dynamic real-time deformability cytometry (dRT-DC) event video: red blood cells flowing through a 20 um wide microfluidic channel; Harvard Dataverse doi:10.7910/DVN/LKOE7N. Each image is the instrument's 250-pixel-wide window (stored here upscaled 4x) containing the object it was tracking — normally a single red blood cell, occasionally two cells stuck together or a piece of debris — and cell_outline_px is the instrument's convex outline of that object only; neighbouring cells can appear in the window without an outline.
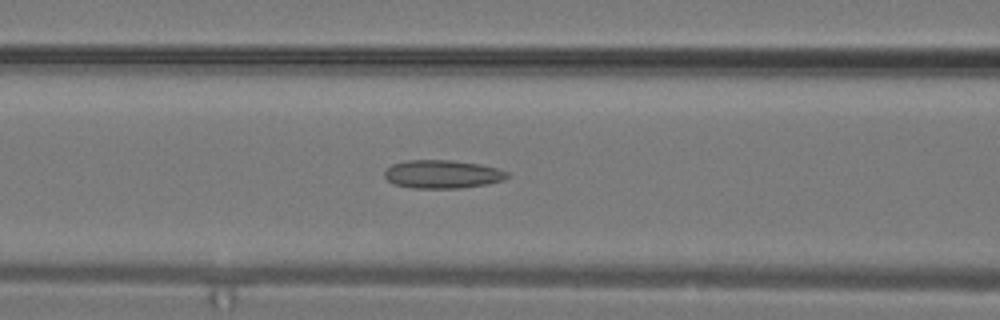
{"species": "common noctule bat (a hibernating species)", "species_latin": "Nyctalus noctula", "temperature_condition": "warm", "stored_images_in_passage": 17, "segment_of_instrument_passage": [1, 2], "camera_frame_rate_fps": 3000, "um_per_image_px": 0.085, "animal": {"sex": "male", "body_mass_g": 19.2, "forearm_length_mm": 51.8}, "frame": {"image": 1, "passage_image": 12, "time_ms": 3.667, "image_size_px": [1000, 320], "cell_outline_px": [[508, 176], [504, 180], [488, 184], [460, 188], [412, 188], [396, 184], [388, 180], [384, 176], [384, 172], [392, 164], [408, 160], [452, 160], [480, 164], [500, 168], [508, 172]], "centroid_in_image_um": [37.64, 14.8], "position_along_channel_um": 129.0, "area_um2": 20.29}}
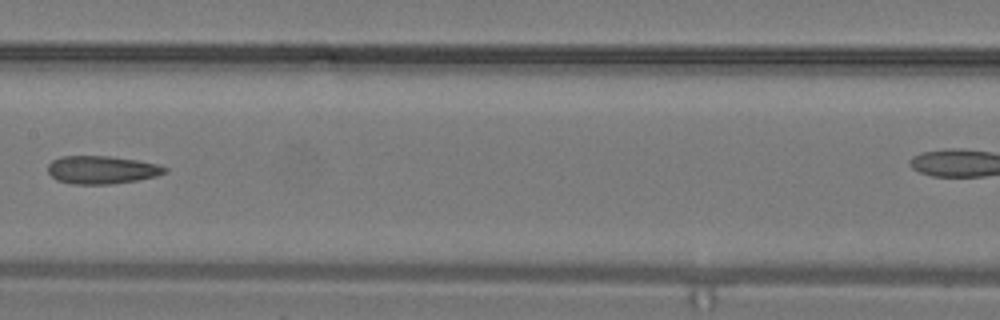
{"frame": {"image": 2, "passage_image": 15, "time_ms": 4.667, "image_size_px": [1000, 320], "cell_outline_px": [[168, 172], [156, 176], [136, 180], [108, 184], [72, 184], [56, 180], [48, 172], [48, 164], [52, 160], [60, 156], [108, 156], [136, 160], [160, 164], [168, 168]], "centroid_in_image_um": [8.65, 14.43], "position_along_channel_um": 198.7, "area_um2": 19.13}}